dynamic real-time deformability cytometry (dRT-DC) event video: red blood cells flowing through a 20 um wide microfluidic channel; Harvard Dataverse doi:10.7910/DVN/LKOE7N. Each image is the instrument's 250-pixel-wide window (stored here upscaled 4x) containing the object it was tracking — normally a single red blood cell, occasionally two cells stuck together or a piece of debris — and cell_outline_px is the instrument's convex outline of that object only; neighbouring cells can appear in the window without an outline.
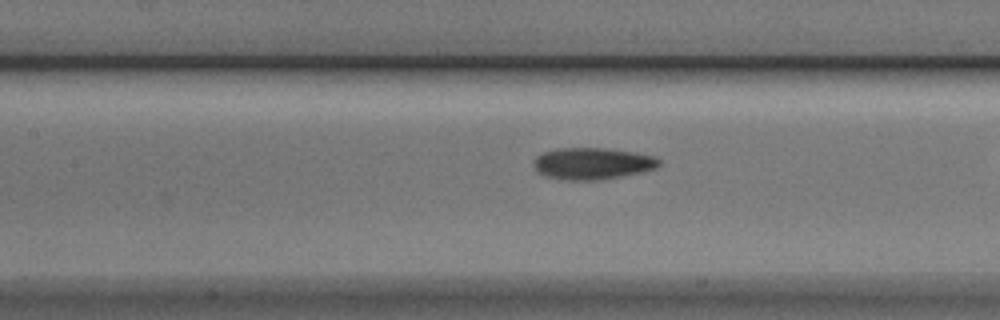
{"species": "Egyptian fruit bat (a non-hibernating species)", "species_latin": "Rousettus aegyptiacus", "temperature_condition": "cold", "stored_images_in_passage": 23, "camera_frame_rate_fps": 3000, "um_per_image_px": 0.085, "animal": {"sex": "male"}, "frame": {"image": 1, "passage_image": 5, "time_ms": 1.333, "image_size_px": [1000, 320], "cell_outline_px": [[660, 164], [656, 168], [640, 172], [620, 176], [596, 180], [564, 180], [544, 176], [536, 172], [532, 164], [536, 156], [544, 152], [560, 148], [604, 148], [632, 152], [652, 156], [660, 160]], "centroid_in_image_um": [50.28, 13.9], "position_along_channel_um": 157.1, "area_um2": 23.06}}
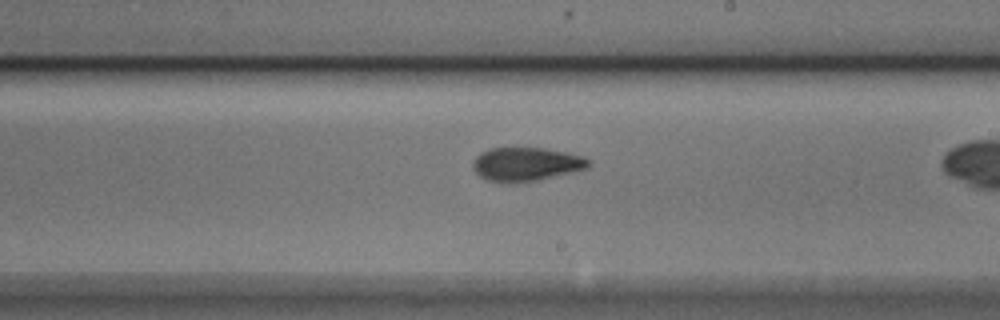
{"frame": {"image": 2, "passage_image": 12, "time_ms": 3.667, "image_size_px": [1000, 320], "cell_outline_px": [[592, 164], [588, 168], [540, 180], [512, 184], [504, 184], [488, 180], [480, 176], [472, 168], [472, 164], [476, 156], [480, 152], [488, 148], [544, 148], [568, 152], [584, 156]], "centroid_in_image_um": [44.72, 13.97], "position_along_channel_um": 244.3, "area_um2": 23.18}}
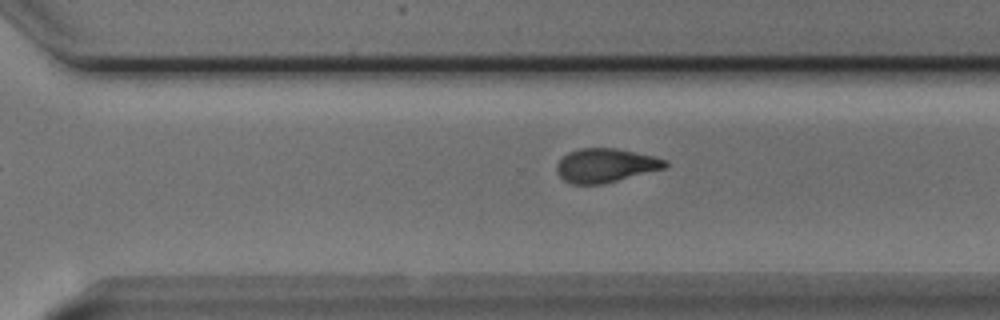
{"frame": {"image": 3, "passage_image": 18, "time_ms": 5.667, "image_size_px": [1000, 320], "cell_outline_px": [[668, 168], [600, 184], [572, 184], [564, 180], [556, 172], [556, 164], [568, 152], [580, 148], [616, 148], [652, 156], [668, 160]], "centroid_in_image_um": [51.48, 14.06], "position_along_channel_um": 319.1, "area_um2": 21.39}}